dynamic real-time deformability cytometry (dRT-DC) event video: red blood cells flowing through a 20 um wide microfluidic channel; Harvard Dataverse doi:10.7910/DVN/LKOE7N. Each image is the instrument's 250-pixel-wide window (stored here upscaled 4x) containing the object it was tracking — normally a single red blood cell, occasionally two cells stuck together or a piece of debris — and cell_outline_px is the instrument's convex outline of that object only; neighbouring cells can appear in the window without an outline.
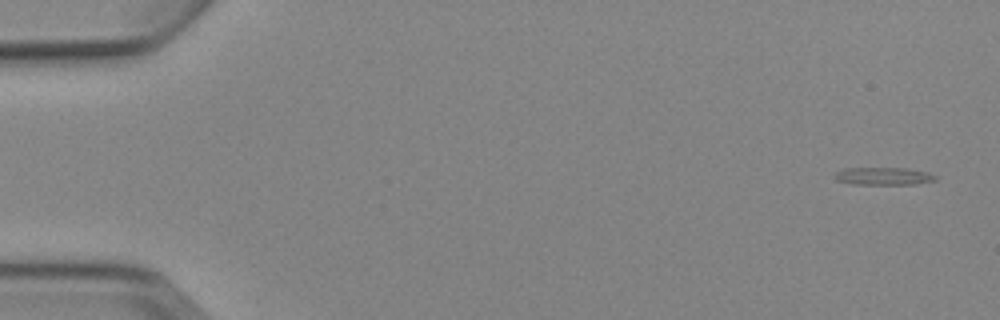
{"species": "Egyptian fruit bat (a non-hibernating species)", "species_latin": "Rousettus aegyptiacus", "temperature_condition": "cold", "stored_images_in_passage": 5, "camera_frame_rate_fps": 3000, "um_per_image_px": 0.085, "animal": {"sex": "female"}, "frame": {"image": 1, "passage_image": 1, "time_ms": 0.0, "image_size_px": [1000, 320], "cell_outline_px": [[936, 180], [916, 184], [852, 184], [836, 180], [832, 176], [836, 172], [844, 168], [908, 168], [928, 172], [936, 176]], "centroid_in_image_um": [75.07, 14.97], "position_along_channel_um": 9.9, "area_um2": 10.4}}
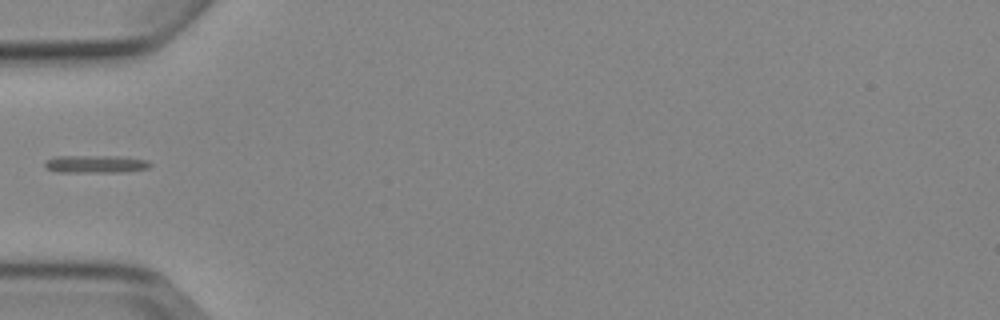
{"frame": {"image": 2, "passage_image": 5, "time_ms": 5.333, "image_size_px": [1000, 320], "cell_outline_px": [[152, 164], [148, 168], [120, 172], [56, 172], [44, 168], [44, 160], [56, 156], [120, 156], [148, 160]], "centroid_in_image_um": [8.07, 13.94], "position_along_channel_um": 76.9, "area_um2": 10.98}}